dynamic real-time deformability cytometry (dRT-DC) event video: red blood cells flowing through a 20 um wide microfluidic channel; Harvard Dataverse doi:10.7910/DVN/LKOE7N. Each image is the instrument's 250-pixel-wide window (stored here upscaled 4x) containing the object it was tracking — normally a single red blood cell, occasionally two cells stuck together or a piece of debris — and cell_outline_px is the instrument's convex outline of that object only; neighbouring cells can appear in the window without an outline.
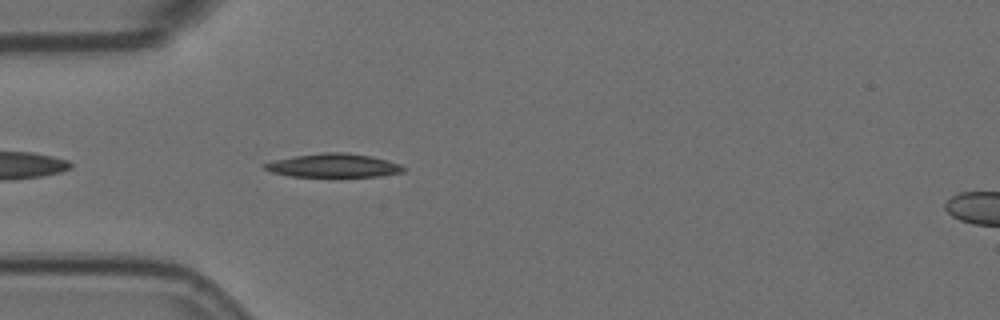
{"species": "Egyptian fruit bat (a non-hibernating species)", "species_latin": "Rousettus aegyptiacus", "temperature_condition": "room temperature", "stored_images_in_passage": 31, "camera_frame_rate_fps": 3000, "um_per_image_px": 0.085, "animal": {"sex": "female"}, "frame": {"image": 1, "passage_image": 4, "time_ms": 1.0, "image_size_px": [1000, 320], "cell_outline_px": [[408, 168], [404, 172], [380, 176], [292, 176], [272, 172], [264, 168], [264, 164], [272, 160], [296, 156], [324, 152], [344, 152], [372, 156], [400, 164]], "centroid_in_image_um": [28.4, 14.06], "position_along_channel_um": 56.6, "area_um2": 18.96}}
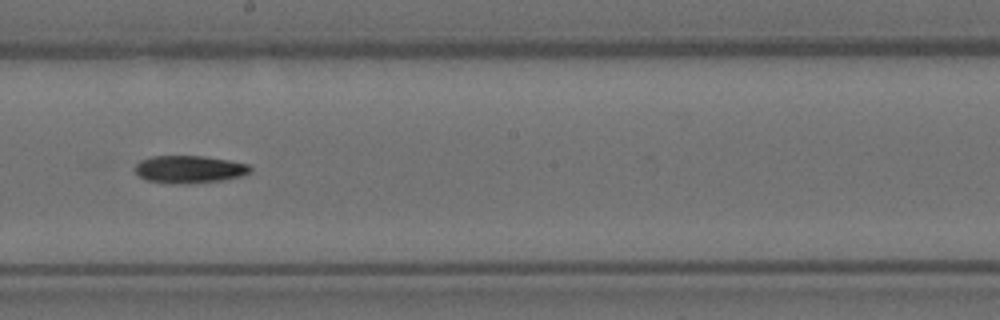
{"frame": {"image": 2, "passage_image": 19, "time_ms": 6.0, "image_size_px": [1000, 320], "cell_outline_px": [[252, 172], [240, 176], [224, 180], [188, 184], [172, 184], [148, 180], [140, 176], [136, 172], [136, 164], [140, 160], [152, 156], [204, 156], [228, 160], [248, 164], [252, 168]], "centroid_in_image_um": [16.12, 14.39], "position_along_channel_um": 232.1, "area_um2": 18.55}}
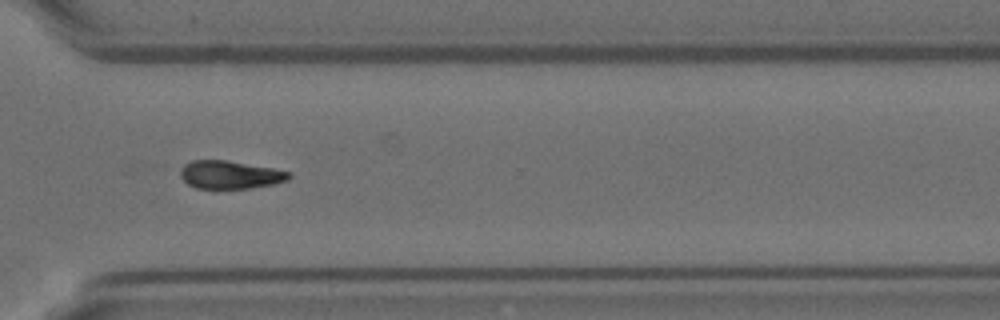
{"frame": {"image": 3, "passage_image": 29, "time_ms": 9.333, "image_size_px": [1000, 320], "cell_outline_px": [[292, 176], [288, 180], [272, 184], [248, 188], [196, 188], [188, 184], [180, 176], [180, 168], [184, 164], [192, 160], [224, 160], [272, 168], [288, 172]], "centroid_in_image_um": [19.51, 14.85], "position_along_channel_um": 351.1, "area_um2": 17.51}, "authors_computed_cell_mechanics": {"area_um2": 18.9006, "velocity_mm_per_s": 3.5863, "shape_relaxation_time_tau1_ms": 7.0685, "shape_relaxation_time_tau2_ms": null, "deformation_change_tau1": 0.1691, "deformation_change_tau2": null}}